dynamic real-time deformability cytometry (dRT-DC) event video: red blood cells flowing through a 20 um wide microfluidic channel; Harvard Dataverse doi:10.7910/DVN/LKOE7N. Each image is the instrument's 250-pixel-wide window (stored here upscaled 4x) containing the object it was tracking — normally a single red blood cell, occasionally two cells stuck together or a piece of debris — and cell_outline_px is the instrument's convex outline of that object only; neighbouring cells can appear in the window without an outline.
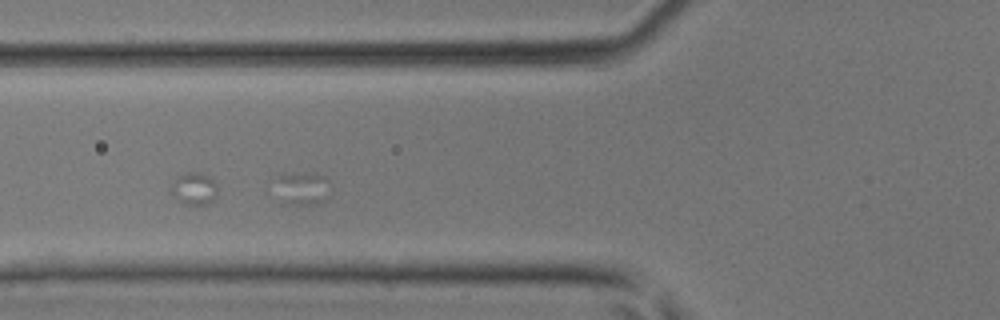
{"species": "common noctule bat (a hibernating species)", "species_latin": "Nyctalus noctula", "temperature_condition": "room temperature", "stored_images_in_passage": 14, "camera_frame_rate_fps": 3000, "um_per_image_px": 0.085, "animal": {"sex": "male", "body_mass_g": 17.9, "forearm_length_mm": 54.2}, "frame": {"image": 1, "passage_image": 7, "time_ms": 2.0, "image_size_px": [1000, 320], "cell_outline_px": [[332, 184], [328, 196], [320, 204], [284, 204], [280, 180], [280, 172], [316, 172], [324, 176]], "centroid_in_image_um": [25.86, 15.96], "position_along_channel_um": 99.9, "area_um2": 10.46}}